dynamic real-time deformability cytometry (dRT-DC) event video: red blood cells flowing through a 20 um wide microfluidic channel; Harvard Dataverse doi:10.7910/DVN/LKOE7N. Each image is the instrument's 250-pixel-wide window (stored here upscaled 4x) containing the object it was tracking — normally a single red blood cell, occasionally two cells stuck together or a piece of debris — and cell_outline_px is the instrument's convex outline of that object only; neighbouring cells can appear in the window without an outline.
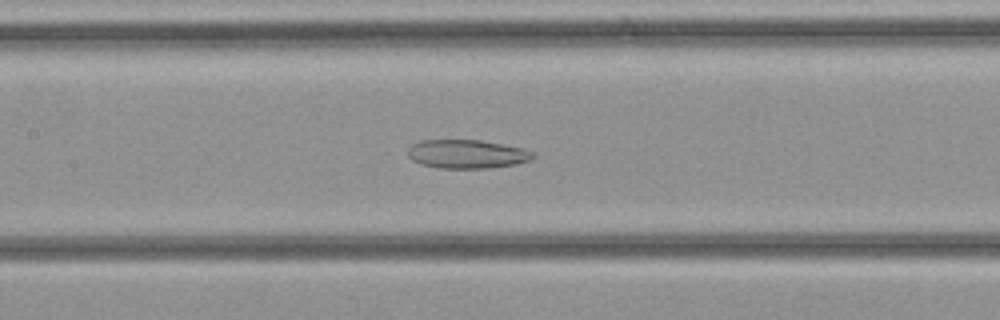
{"species": "common noctule bat (a hibernating species)", "species_latin": "Nyctalus noctula", "temperature_condition": "cold", "stored_images_in_passage": 37, "segment_of_instrument_passage": [1, 2], "camera_frame_rate_fps": 3000, "um_per_image_px": 0.085, "animal": {"sex": "female", "body_mass_g": 21.9}, "frame": {"image": 1, "passage_image": 17, "time_ms": 5.333, "image_size_px": [1000, 320], "cell_outline_px": [[536, 156], [528, 160], [516, 164], [488, 168], [436, 168], [420, 164], [412, 160], [408, 156], [408, 148], [412, 144], [420, 140], [480, 140], [524, 148], [532, 152]], "centroid_in_image_um": [39.66, 13.09], "position_along_channel_um": 167.7, "area_um2": 20.98}}
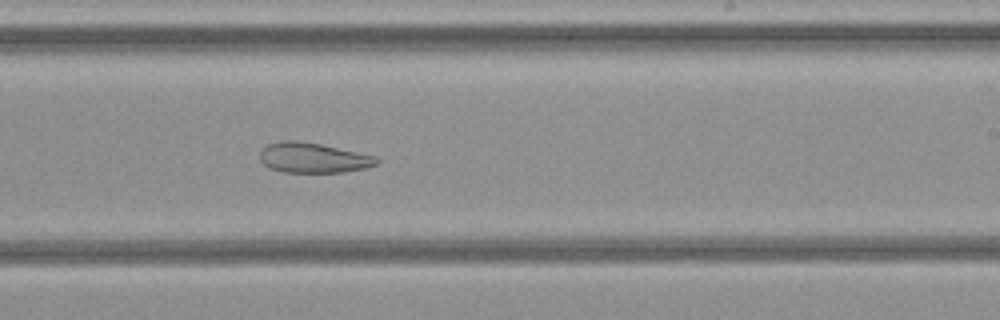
{"frame": {"image": 2, "passage_image": 22, "time_ms": 7.0, "image_size_px": [1000, 320], "cell_outline_px": [[380, 160], [376, 164], [368, 168], [344, 172], [284, 172], [268, 168], [260, 160], [260, 152], [268, 144], [284, 140], [296, 140], [320, 144], [376, 156]], "centroid_in_image_um": [26.63, 13.42], "position_along_channel_um": 262.4, "area_um2": 20.46}}
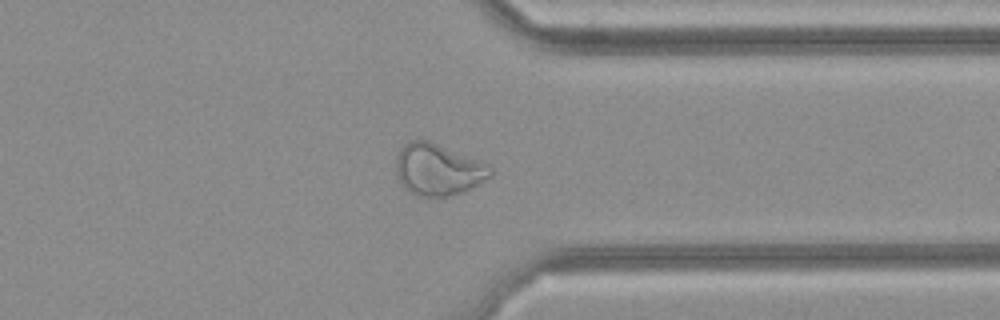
{"frame": {"image": 3, "passage_image": 28, "time_ms": 9.0, "image_size_px": [1000, 320], "cell_outline_px": [[496, 172], [492, 176], [480, 184], [460, 192], [448, 196], [416, 196], [404, 188], [396, 176], [396, 156], [400, 148], [404, 144], [412, 140], [428, 140], [480, 160], [488, 164]], "centroid_in_image_um": [37.25, 14.41], "position_along_channel_um": 374.2, "area_um2": 28.67}}